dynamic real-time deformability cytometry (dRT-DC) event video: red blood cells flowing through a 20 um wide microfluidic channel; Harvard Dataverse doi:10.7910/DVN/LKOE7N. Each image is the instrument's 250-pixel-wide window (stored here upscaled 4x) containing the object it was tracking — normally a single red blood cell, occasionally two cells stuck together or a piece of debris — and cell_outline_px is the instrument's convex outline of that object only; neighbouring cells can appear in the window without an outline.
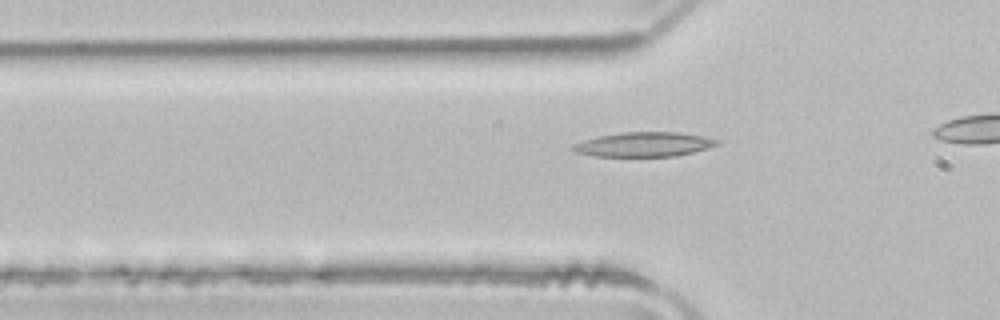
{"species": "common noctule bat (a hibernating species)", "species_latin": "Nyctalus noctula", "temperature_condition": "room temperature", "stored_images_in_passage": 16, "camera_frame_rate_fps": 3000, "um_per_image_px": 0.085, "animal": {"sex": "male", "body_mass_g": 21.5, "forearm_length_mm": 52.0}, "frame": {"image": 1, "passage_image": 7, "time_ms": 2.0, "image_size_px": [1000, 320], "cell_outline_px": [[720, 144], [708, 148], [676, 156], [592, 156], [576, 152], [572, 148], [572, 144], [584, 140], [600, 136], [624, 132], [680, 132], [720, 140]], "centroid_in_image_um": [54.75, 12.27], "position_along_channel_um": 71.1, "area_um2": 20.4}}
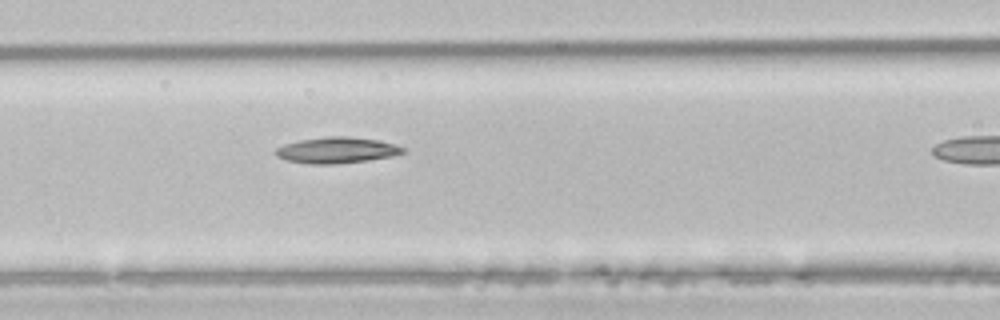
{"frame": {"image": 2, "passage_image": 12, "time_ms": 3.667, "image_size_px": [1000, 320], "cell_outline_px": [[408, 152], [392, 156], [368, 160], [332, 164], [308, 164], [288, 160], [276, 156], [272, 152], [276, 148], [284, 144], [300, 140], [332, 136], [348, 136], [380, 140], [404, 148]], "centroid_in_image_um": [28.61, 12.76], "position_along_channel_um": 138.0, "area_um2": 19.31}}